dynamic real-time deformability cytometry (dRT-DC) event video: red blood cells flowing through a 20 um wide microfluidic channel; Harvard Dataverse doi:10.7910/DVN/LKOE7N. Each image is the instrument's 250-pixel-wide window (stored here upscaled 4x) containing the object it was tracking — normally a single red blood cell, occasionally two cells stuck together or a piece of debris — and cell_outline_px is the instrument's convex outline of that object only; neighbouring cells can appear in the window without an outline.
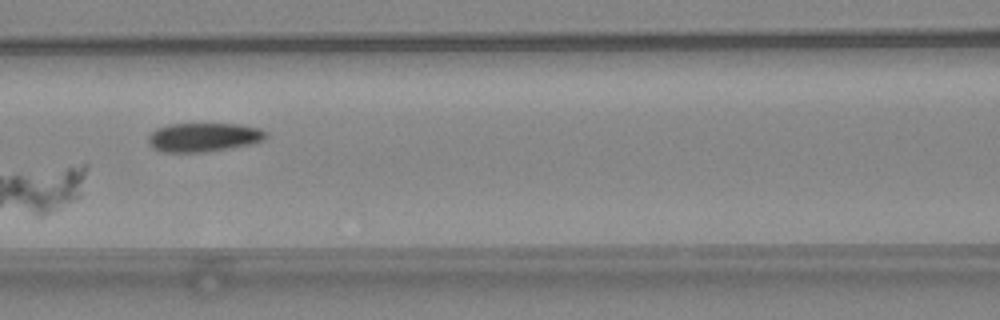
{"species": "common noctule bat (a hibernating species)", "species_latin": "Nyctalus noctula", "temperature_condition": "warm", "stored_images_in_passage": 4, "camera_frame_rate_fps": 3000, "um_per_image_px": 0.085, "animal": {"sex": "female", "body_mass_g": 24.6, "forearm_length_mm": 56.2}, "frame": {"image": 1, "passage_image": 4, "time_ms": 1.0, "image_size_px": [1000, 320], "cell_outline_px": [[268, 136], [264, 140], [248, 144], [228, 148], [204, 152], [164, 152], [152, 148], [148, 144], [148, 136], [156, 128], [168, 124], [240, 124], [260, 128], [268, 132]], "centroid_in_image_um": [17.3, 11.66], "position_along_channel_um": 149.3, "area_um2": 19.88}}